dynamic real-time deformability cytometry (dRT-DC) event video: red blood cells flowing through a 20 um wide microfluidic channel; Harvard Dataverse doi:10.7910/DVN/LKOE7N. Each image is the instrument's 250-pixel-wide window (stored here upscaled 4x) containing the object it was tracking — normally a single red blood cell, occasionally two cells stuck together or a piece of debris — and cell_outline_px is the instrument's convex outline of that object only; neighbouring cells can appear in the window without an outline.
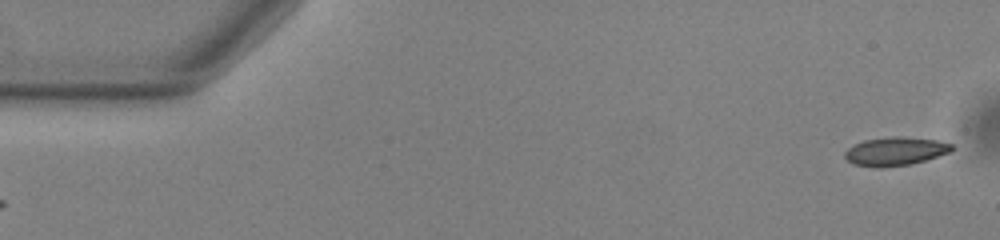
{"species": "common noctule bat (a hibernating species)", "species_latin": "Nyctalus noctula", "temperature_condition": "warm", "stored_images_in_passage": 53, "camera_frame_rate_fps": 3000, "um_per_image_px": 0.085, "animal": {"sex": "male", "body_mass_g": 13.0, "forearm_length_mm": 53.1}, "frame": {"image": 1, "passage_image": 1, "time_ms": 0.0, "image_size_px": [1000, 240], "cell_outline_px": [[952, 148], [948, 152], [912, 164], [880, 168], [876, 168], [856, 164], [848, 160], [844, 156], [844, 152], [848, 148], [864, 140], [892, 136], [900, 136], [936, 140], [952, 144]], "centroid_in_image_um": [76.06, 12.86], "position_along_channel_um": 8.9, "area_um2": 17.51}}
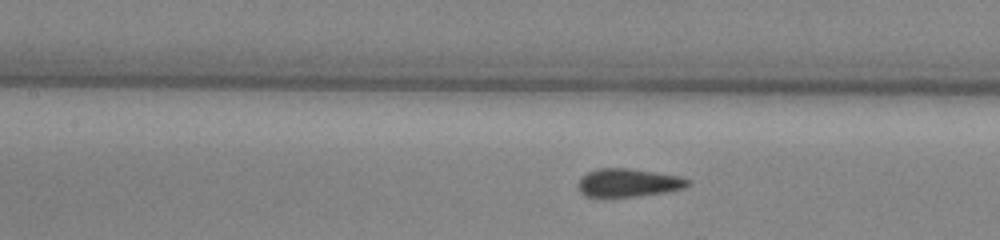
{"frame": {"image": 2, "passage_image": 23, "time_ms": 7.333, "image_size_px": [1000, 240], "cell_outline_px": [[692, 184], [688, 188], [668, 192], [636, 196], [588, 196], [580, 192], [576, 184], [580, 176], [588, 172], [600, 168], [628, 168], [680, 176], [692, 180]], "centroid_in_image_um": [53.46, 15.53], "position_along_channel_um": 153.9, "area_um2": 18.26}}
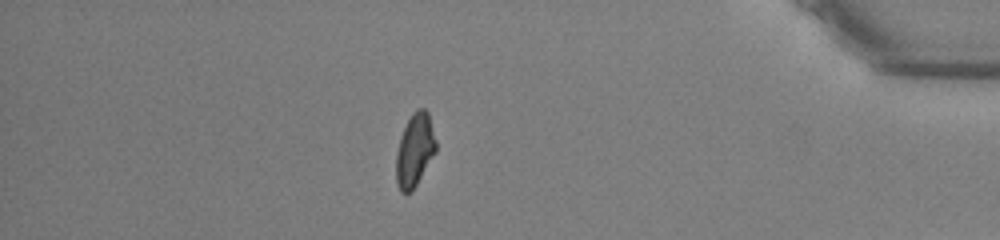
{"frame": {"image": 3, "passage_image": 46, "time_ms": 15.0, "image_size_px": [1000, 240], "cell_outline_px": [[436, 152], [412, 192], [400, 192], [396, 184], [396, 152], [400, 136], [412, 112], [416, 108], [424, 108], [428, 112], [436, 140]], "centroid_in_image_um": [35.25, 12.76], "position_along_channel_um": 400.0, "area_um2": 17.11}, "authors_computed_cell_mechanics": {"area_um2": 18.0336, "velocity_mm_per_s": 3.7775, "shape_relaxation_time_tau1_ms": 11.2943, "shape_relaxation_time_tau2_ms": 1.004, "deformation_change_tau1": 0.2013, "deformation_change_tau2": 0.0537}}